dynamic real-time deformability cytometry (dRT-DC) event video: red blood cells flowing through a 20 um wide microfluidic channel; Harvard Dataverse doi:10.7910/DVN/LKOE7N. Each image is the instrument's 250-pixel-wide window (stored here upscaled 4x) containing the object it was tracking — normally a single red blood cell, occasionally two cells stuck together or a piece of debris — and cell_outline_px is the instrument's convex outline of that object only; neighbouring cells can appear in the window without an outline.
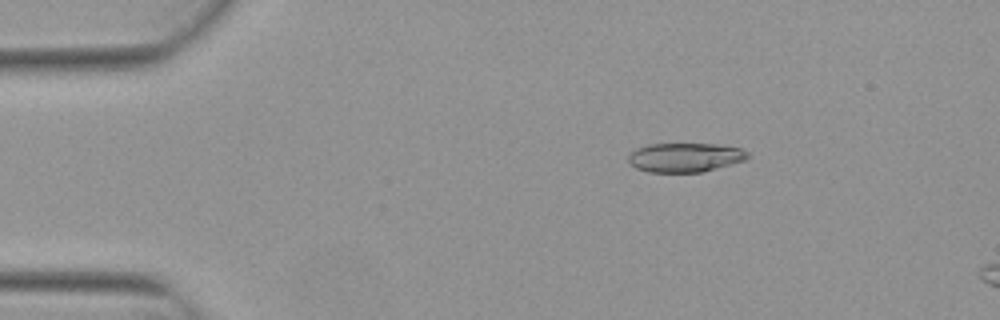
{"species": "Egyptian fruit bat (a non-hibernating species)", "species_latin": "Rousettus aegyptiacus", "temperature_condition": "warm", "stored_images_in_passage": 5, "camera_frame_rate_fps": 3000, "um_per_image_px": 0.085, "animal": {"sex": "female"}, "frame": {"image": 1, "passage_image": 3, "time_ms": 0.667, "image_size_px": [1000, 320], "cell_outline_px": [[748, 156], [744, 160], [700, 172], [648, 172], [636, 168], [628, 160], [628, 156], [636, 148], [648, 144], [716, 144], [740, 148], [748, 152]], "centroid_in_image_um": [58.19, 13.37], "position_along_channel_um": 26.8, "area_um2": 20.0}}